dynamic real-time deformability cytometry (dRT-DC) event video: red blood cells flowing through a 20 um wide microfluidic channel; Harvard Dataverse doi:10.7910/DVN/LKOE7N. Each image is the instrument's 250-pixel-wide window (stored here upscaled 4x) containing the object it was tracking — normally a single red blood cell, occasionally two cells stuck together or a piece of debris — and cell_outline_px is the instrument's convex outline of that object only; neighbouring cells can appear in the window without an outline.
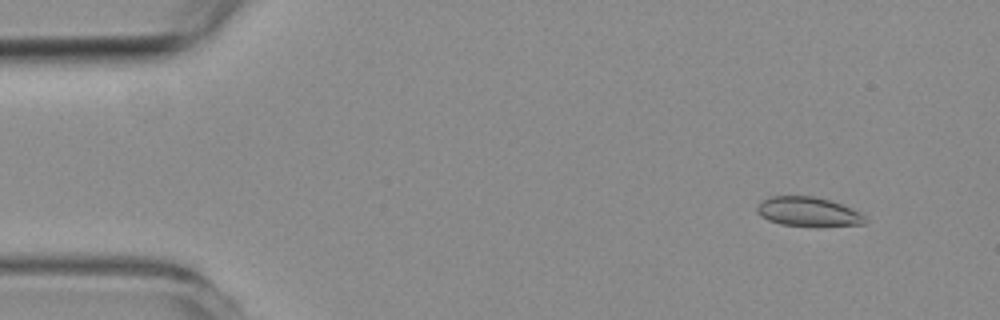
{"species": "common noctule bat (a hibernating species)", "species_latin": "Nyctalus noctula", "temperature_condition": "room temperature", "stored_images_in_passage": 50, "camera_frame_rate_fps": 3000, "um_per_image_px": 0.085, "animal": {"sex": "female", "body_mass_g": 19.3, "forearm_length_mm": 54.1}, "frame": {"image": 1, "passage_image": 1, "time_ms": 0.0, "image_size_px": [1000, 320], "cell_outline_px": [[868, 220], [864, 224], [780, 224], [768, 220], [760, 216], [756, 212], [756, 204], [768, 196], [812, 196], [828, 200], [840, 204], [860, 212]], "centroid_in_image_um": [68.6, 17.95], "position_along_channel_um": 16.4, "area_um2": 17.8}}
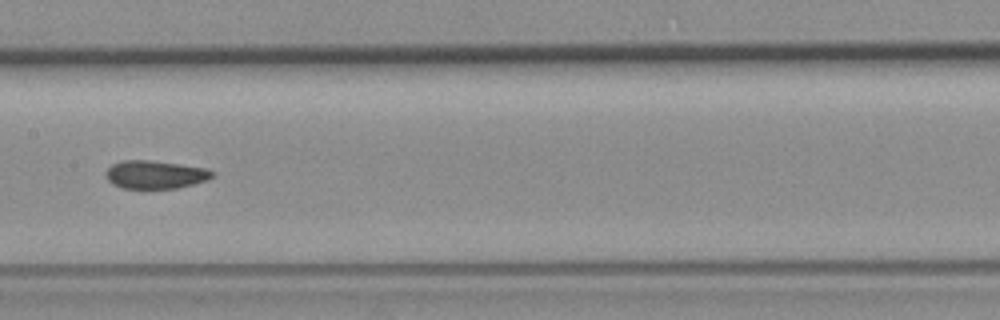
{"frame": {"image": 2, "passage_image": 23, "time_ms": 7.333, "image_size_px": [1000, 320], "cell_outline_px": [[216, 176], [208, 180], [176, 188], [124, 188], [112, 184], [108, 180], [108, 168], [112, 164], [124, 160], [148, 160], [180, 164], [208, 168], [216, 172]], "centroid_in_image_um": [13.28, 14.83], "position_along_channel_um": 194.1, "area_um2": 17.4}}
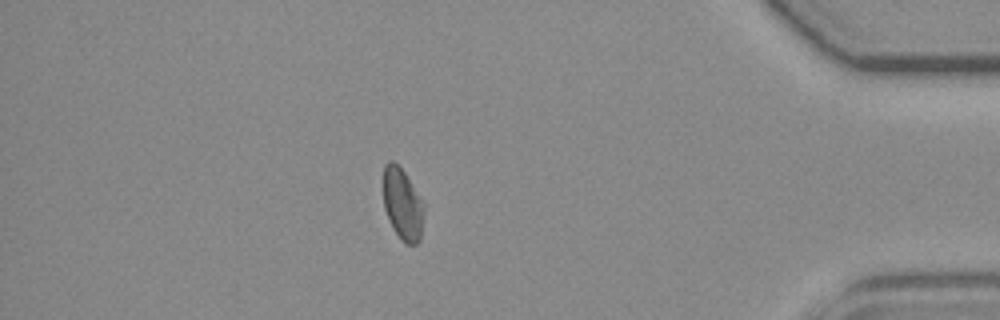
{"frame": {"image": 3, "passage_image": 43, "time_ms": 14.0, "image_size_px": [1000, 320], "cell_outline_px": [[424, 216], [420, 240], [416, 244], [404, 244], [400, 240], [392, 228], [388, 220], [384, 208], [384, 164], [388, 160], [392, 160], [404, 172], [424, 204]], "centroid_in_image_um": [34.21, 17.4], "position_along_channel_um": 401.0, "area_um2": 17.05}, "authors_computed_cell_mechanics": {"area_um2": 17.8891, "velocity_mm_per_s": 3.7788, "shape_relaxation_time_tau1_ms": 10.6418, "shape_relaxation_time_tau2_ms": 1.1806, "deformation_change_tau1": 0.18, "deformation_change_tau2": 0.0757}}